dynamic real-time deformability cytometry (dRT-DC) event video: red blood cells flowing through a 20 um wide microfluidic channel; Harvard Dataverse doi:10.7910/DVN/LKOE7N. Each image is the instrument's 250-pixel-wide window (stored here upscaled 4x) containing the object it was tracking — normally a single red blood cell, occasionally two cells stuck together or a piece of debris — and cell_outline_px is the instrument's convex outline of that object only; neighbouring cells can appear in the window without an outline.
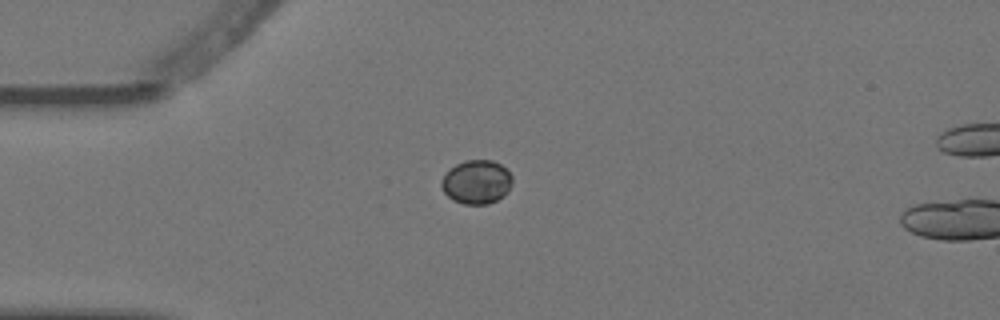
{"species": "Egyptian fruit bat (a non-hibernating species)", "species_latin": "Rousettus aegyptiacus", "temperature_condition": "warm", "stored_images_in_passage": 5, "camera_frame_rate_fps": 3000, "um_per_image_px": 0.085, "animal": {"sex": "female"}, "frame": {"image": 1, "passage_image": 4, "time_ms": 1.0, "image_size_px": [1000, 320], "cell_outline_px": [[512, 184], [508, 192], [496, 200], [488, 204], [464, 204], [452, 200], [444, 192], [440, 184], [440, 180], [456, 164], [464, 160], [492, 160], [500, 164], [512, 176]], "centroid_in_image_um": [40.51, 15.47], "position_along_channel_um": 44.5, "area_um2": 18.03}}